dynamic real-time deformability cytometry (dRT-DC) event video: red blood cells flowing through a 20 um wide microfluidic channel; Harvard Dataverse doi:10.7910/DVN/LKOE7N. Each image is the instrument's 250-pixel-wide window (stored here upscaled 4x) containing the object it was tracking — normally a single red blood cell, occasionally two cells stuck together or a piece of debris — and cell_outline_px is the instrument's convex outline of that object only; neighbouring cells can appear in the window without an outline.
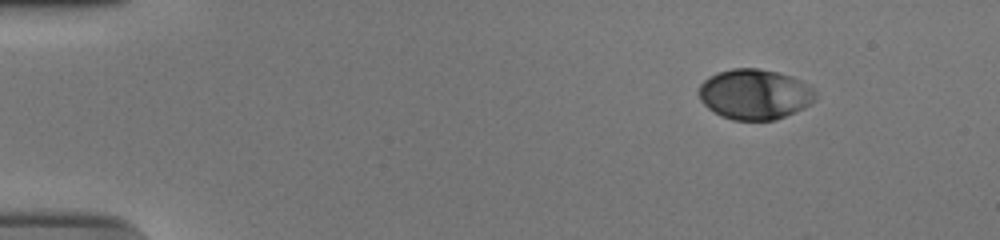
{"species": "human", "species_latin": "Homo sapiens", "temperature_condition": "cold", "stored_images_in_passage": 45, "camera_frame_rate_fps": 3000, "um_per_image_px": 0.085, "donor": {"sex": "male"}, "frame": {"image": 1, "passage_image": 1, "time_ms": 0.0, "image_size_px": [1000, 240], "cell_outline_px": [[816, 100], [804, 108], [776, 120], [732, 120], [720, 116], [708, 108], [700, 100], [700, 84], [708, 76], [716, 72], [732, 68], [756, 68], [776, 72], [792, 76], [808, 84], [816, 92]], "centroid_in_image_um": [64.15, 8.01], "position_along_channel_um": 20.8, "area_um2": 34.39}}
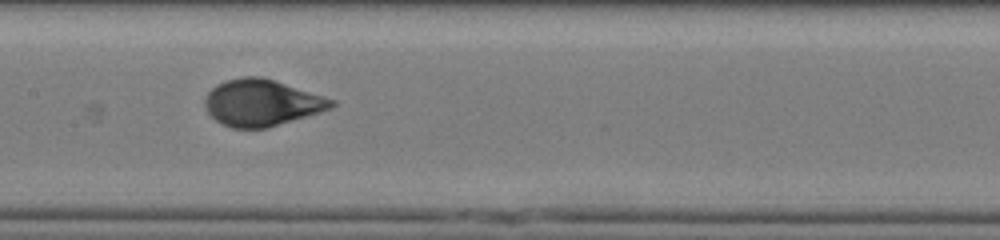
{"frame": {"image": 2, "passage_image": 23, "time_ms": 7.333, "image_size_px": [1000, 240], "cell_outline_px": [[336, 104], [332, 108], [320, 112], [268, 128], [232, 128], [216, 120], [208, 112], [204, 104], [204, 100], [208, 92], [216, 84], [228, 80], [244, 76], [260, 76], [276, 80], [336, 100]], "centroid_in_image_um": [22.26, 8.73], "position_along_channel_um": 185.1, "area_um2": 34.33}}
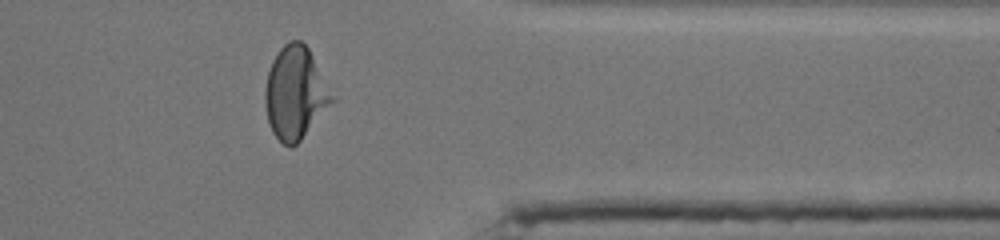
{"frame": {"image": 3, "passage_image": 40, "time_ms": 13.0, "image_size_px": [1000, 240], "cell_outline_px": [[336, 100], [300, 140], [292, 148], [288, 148], [272, 132], [268, 120], [264, 104], [264, 88], [268, 72], [272, 60], [280, 48], [284, 44], [292, 40], [300, 40], [308, 48]], "centroid_in_image_um": [25.08, 7.92], "position_along_channel_um": 386.3, "area_um2": 35.95}}